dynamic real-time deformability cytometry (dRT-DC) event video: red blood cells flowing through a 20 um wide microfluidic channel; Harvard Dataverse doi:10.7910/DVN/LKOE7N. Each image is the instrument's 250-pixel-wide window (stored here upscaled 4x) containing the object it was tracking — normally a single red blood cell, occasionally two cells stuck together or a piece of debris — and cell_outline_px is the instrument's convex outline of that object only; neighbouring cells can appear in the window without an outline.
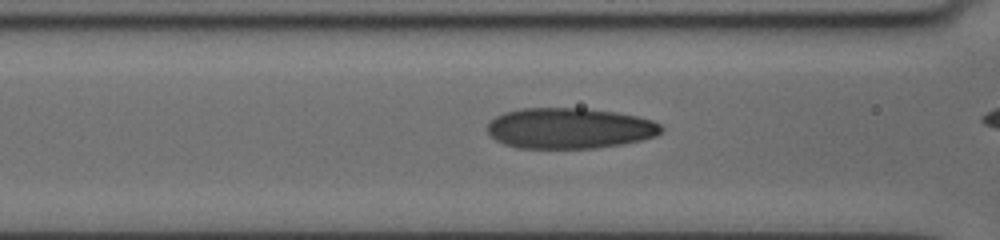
{"species": "human", "species_latin": "Homo sapiens", "temperature_condition": "cold", "stored_images_in_passage": 34, "camera_frame_rate_fps": 3000, "um_per_image_px": 0.085, "donor": {"sex": "female"}, "frame": {"image": 1, "passage_image": 12, "time_ms": 3.667, "image_size_px": [1000, 240], "cell_outline_px": [[664, 128], [656, 136], [640, 140], [620, 144], [592, 148], [516, 148], [504, 144], [496, 140], [488, 132], [488, 124], [496, 116], [504, 112], [524, 108], [584, 108], [616, 112], [636, 116], [652, 120], [660, 124]], "centroid_in_image_um": [48.4, 10.9], "position_along_channel_um": 118.2, "area_um2": 41.15}}
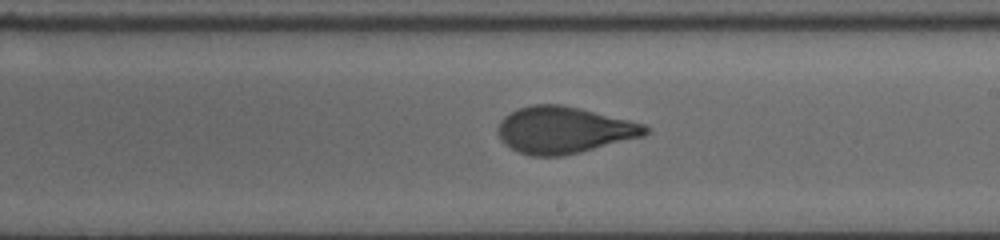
{"frame": {"image": 2, "passage_image": 22, "time_ms": 7.0, "image_size_px": [1000, 240], "cell_outline_px": [[652, 128], [644, 136], [580, 152], [560, 156], [532, 156], [520, 152], [504, 144], [496, 132], [500, 120], [504, 116], [520, 108], [532, 104], [560, 104], [580, 108], [644, 124]], "centroid_in_image_um": [47.92, 11.05], "position_along_channel_um": 241.1, "area_um2": 40.0}}
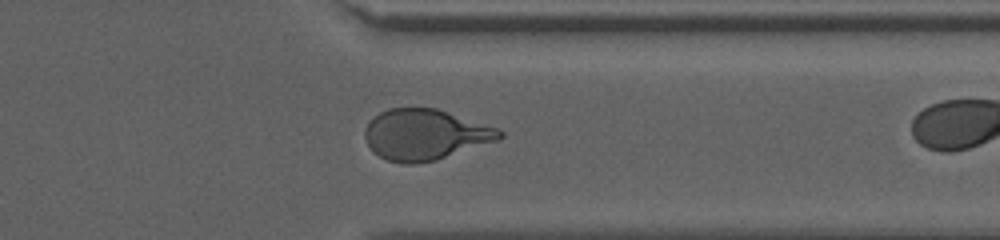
{"frame": {"image": 3, "passage_image": 33, "time_ms": 10.667, "image_size_px": [1000, 240], "cell_outline_px": [[504, 136], [500, 140], [436, 160], [412, 164], [404, 164], [388, 160], [372, 152], [364, 136], [364, 132], [368, 124], [380, 112], [388, 108], [436, 108], [496, 128], [504, 132]], "centroid_in_image_um": [36.14, 11.45], "position_along_channel_um": 375.3, "area_um2": 39.59}}